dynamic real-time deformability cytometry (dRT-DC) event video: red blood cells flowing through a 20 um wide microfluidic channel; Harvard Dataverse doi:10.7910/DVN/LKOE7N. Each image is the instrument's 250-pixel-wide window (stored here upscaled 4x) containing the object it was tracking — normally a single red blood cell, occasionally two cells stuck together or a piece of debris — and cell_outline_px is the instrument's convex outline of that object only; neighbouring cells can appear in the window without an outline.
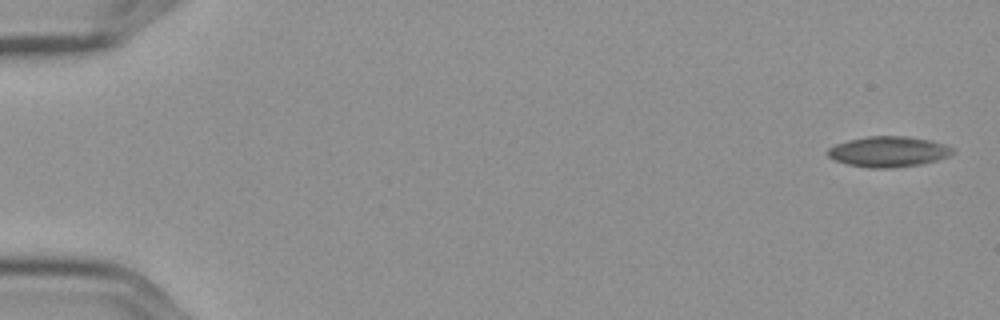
{"species": "Egyptian fruit bat (a non-hibernating species)", "species_latin": "Rousettus aegyptiacus", "temperature_condition": "cold", "stored_images_in_passage": 5, "camera_frame_rate_fps": 3000, "um_per_image_px": 0.085, "frame": {"image": 1, "passage_image": 1, "time_ms": 0.0, "image_size_px": [1000, 320], "cell_outline_px": [[956, 152], [948, 156], [936, 160], [920, 164], [892, 168], [868, 168], [848, 164], [836, 160], [828, 156], [824, 152], [828, 148], [836, 144], [848, 140], [868, 136], [908, 136], [932, 140], [944, 144], [952, 148]], "centroid_in_image_um": [75.51, 12.88], "position_along_channel_um": 9.5, "area_um2": 22.31}}